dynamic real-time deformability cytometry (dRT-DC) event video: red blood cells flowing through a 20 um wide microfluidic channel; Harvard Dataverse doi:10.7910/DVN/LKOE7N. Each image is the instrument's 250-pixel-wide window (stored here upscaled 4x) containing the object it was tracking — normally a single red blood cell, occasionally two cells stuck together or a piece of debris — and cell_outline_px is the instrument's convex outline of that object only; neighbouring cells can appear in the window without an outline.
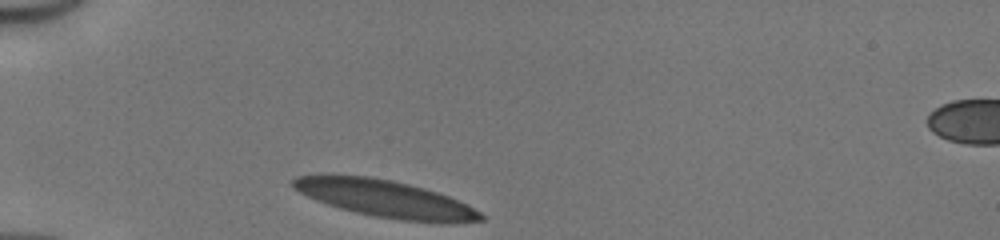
{"species": "human", "species_latin": "Homo sapiens", "temperature_condition": "cold", "stored_images_in_passage": 28, "camera_frame_rate_fps": 3000, "um_per_image_px": 0.085, "donor": {"sex": "male"}, "frame": {"image": 1, "passage_image": 1, "time_ms": 0.0, "image_size_px": [1000, 240], "cell_outline_px": [[484, 220], [452, 224], [440, 224], [400, 220], [376, 216], [356, 212], [340, 208], [316, 200], [292, 188], [292, 180], [296, 176], [324, 172], [368, 176], [392, 180], [424, 188], [448, 196], [480, 212], [484, 216]], "centroid_in_image_um": [32.69, 16.87], "position_along_channel_um": 52.3, "area_um2": 41.21}}
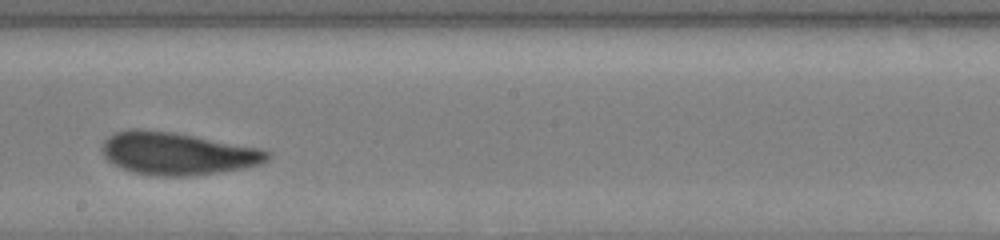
{"frame": {"image": 2, "passage_image": 16, "time_ms": 5.0, "image_size_px": [1000, 240], "cell_outline_px": [[272, 156], [268, 160], [260, 164], [244, 168], [220, 172], [192, 176], [152, 176], [132, 172], [112, 164], [104, 156], [100, 148], [104, 140], [108, 136], [116, 132], [132, 128], [144, 128], [172, 132], [260, 148], [272, 152]], "centroid_in_image_um": [15.06, 13.05], "position_along_channel_um": 233.1, "area_um2": 41.38}}
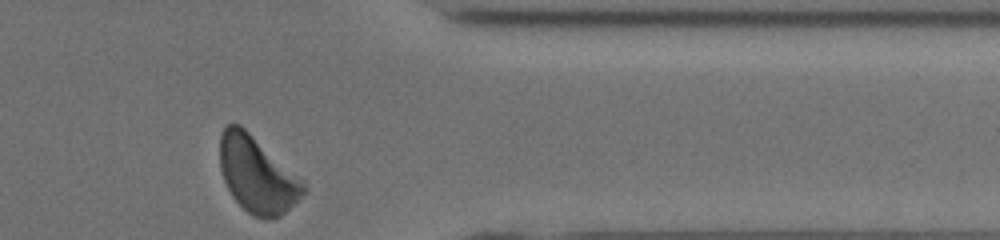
{"frame": {"image": 3, "passage_image": 28, "time_ms": 9.0, "image_size_px": [1000, 240], "cell_outline_px": [[308, 188], [280, 216], [272, 220], [252, 216], [232, 196], [224, 180], [220, 168], [220, 132], [228, 124], [240, 124], [304, 180]], "centroid_in_image_um": [21.85, 14.84], "position_along_channel_um": 389.5, "area_um2": 36.88}, "authors_computed_cell_mechanics": {"area_um2": 40.6334, "velocity_mm_per_s": 4.1077, "shape_relaxation_time_tau1_ms": 4.7111, "shape_relaxation_time_tau2_ms": 1.1867, "deformation_change_tau1": 0.1683, "deformation_change_tau2": 0.0707}}